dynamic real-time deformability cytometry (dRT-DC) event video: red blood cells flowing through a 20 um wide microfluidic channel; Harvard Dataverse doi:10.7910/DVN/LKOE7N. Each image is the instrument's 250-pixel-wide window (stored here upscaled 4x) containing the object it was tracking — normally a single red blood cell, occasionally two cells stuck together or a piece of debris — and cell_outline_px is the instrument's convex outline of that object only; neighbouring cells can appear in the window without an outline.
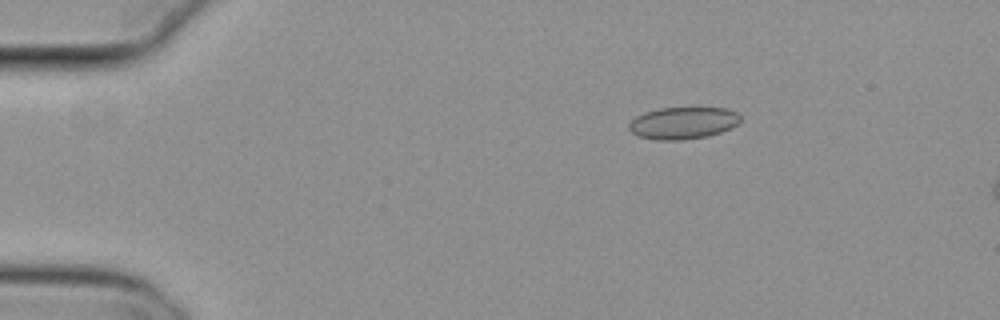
{"species": "common noctule bat (a hibernating species)", "species_latin": "Nyctalus noctula", "temperature_condition": "cold", "stored_images_in_passage": 49, "camera_frame_rate_fps": 3000, "um_per_image_px": 0.085, "animal": {"sex": "female", "body_mass_g": 29.2, "forearm_length_mm": 56.3}, "frame": {"image": 1, "passage_image": 4, "time_ms": 1.0, "image_size_px": [1000, 320], "cell_outline_px": [[740, 124], [732, 128], [708, 136], [680, 140], [656, 140], [640, 136], [632, 132], [628, 128], [628, 124], [636, 116], [644, 112], [660, 108], [728, 108], [736, 112], [740, 116]], "centroid_in_image_um": [58.08, 10.45], "position_along_channel_um": 26.9, "area_um2": 20.87}}
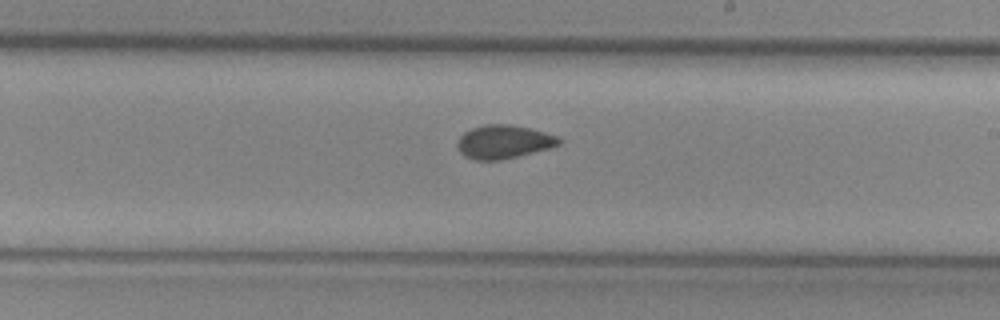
{"frame": {"image": 2, "passage_image": 27, "time_ms": 8.667, "image_size_px": [1000, 320], "cell_outline_px": [[560, 144], [548, 148], [500, 160], [476, 160], [464, 156], [460, 152], [456, 144], [456, 140], [464, 132], [472, 128], [484, 124], [508, 124], [528, 128], [544, 132], [556, 136], [560, 140]], "centroid_in_image_um": [42.74, 12.05], "position_along_channel_um": 246.3, "area_um2": 19.59}}
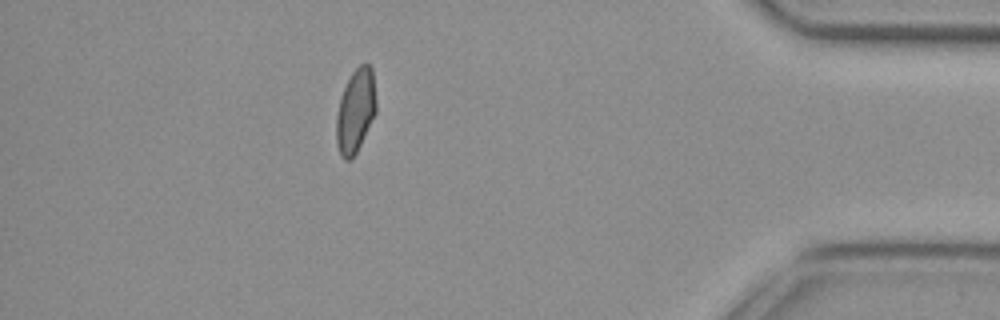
{"frame": {"image": 3, "passage_image": 43, "time_ms": 14.0, "image_size_px": [1000, 320], "cell_outline_px": [[376, 112], [356, 152], [348, 160], [344, 160], [340, 156], [336, 144], [336, 116], [340, 100], [344, 88], [352, 72], [360, 64], [368, 64], [372, 68], [376, 100]], "centroid_in_image_um": [30.21, 9.42], "position_along_channel_um": 405.0, "area_um2": 19.19}, "authors_computed_cell_mechanics": {"area_um2": 19.7098, "velocity_mm_per_s": 3.8161, "shape_relaxation_time_tau1_ms": null, "shape_relaxation_time_tau2_ms": 3.3144, "deformation_change_tau1": null, "deformation_change_tau2": 0.0714}}